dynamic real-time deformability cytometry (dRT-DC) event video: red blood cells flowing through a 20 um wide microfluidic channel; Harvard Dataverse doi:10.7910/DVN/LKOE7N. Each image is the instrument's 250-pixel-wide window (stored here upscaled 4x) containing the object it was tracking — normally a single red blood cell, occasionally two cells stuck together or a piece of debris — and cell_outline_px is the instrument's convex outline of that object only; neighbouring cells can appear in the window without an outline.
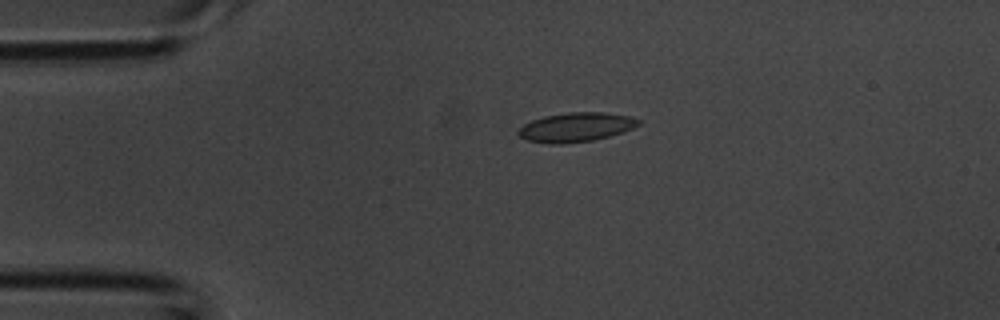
{"species": "common noctule bat (a hibernating species)", "species_latin": "Nyctalus noctula", "temperature_condition": "room temperature", "stored_images_in_passage": 2, "camera_frame_rate_fps": 3000, "um_per_image_px": 0.085, "animal": {"sex": "male", "body_mass_g": 20.1, "forearm_length_mm": 53.5}, "frame": {"image": 1, "passage_image": 1, "time_ms": 0.0, "image_size_px": [1000, 320], "cell_outline_px": [[640, 124], [632, 128], [608, 136], [592, 140], [560, 144], [548, 144], [528, 140], [520, 136], [516, 132], [524, 124], [532, 120], [544, 116], [568, 112], [604, 112], [628, 116], [640, 120]], "centroid_in_image_um": [48.92, 10.8], "position_along_channel_um": 36.1, "area_um2": 20.23}}
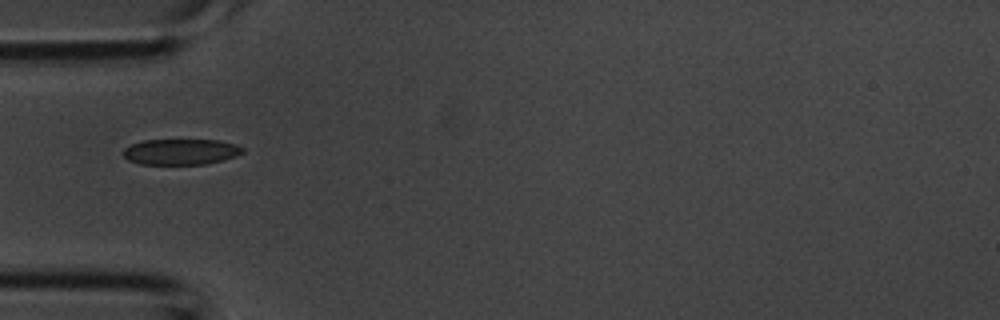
{"frame": {"image": 2, "passage_image": 2, "time_ms": 0.333, "image_size_px": [1000, 320], "cell_outline_px": [[244, 152], [236, 156], [224, 160], [204, 164], [140, 164], [128, 160], [120, 152], [124, 148], [132, 144], [144, 140], [220, 140], [236, 144], [244, 148]], "centroid_in_image_um": [15.37, 12.9], "position_along_channel_um": 69.6, "area_um2": 18.09}}